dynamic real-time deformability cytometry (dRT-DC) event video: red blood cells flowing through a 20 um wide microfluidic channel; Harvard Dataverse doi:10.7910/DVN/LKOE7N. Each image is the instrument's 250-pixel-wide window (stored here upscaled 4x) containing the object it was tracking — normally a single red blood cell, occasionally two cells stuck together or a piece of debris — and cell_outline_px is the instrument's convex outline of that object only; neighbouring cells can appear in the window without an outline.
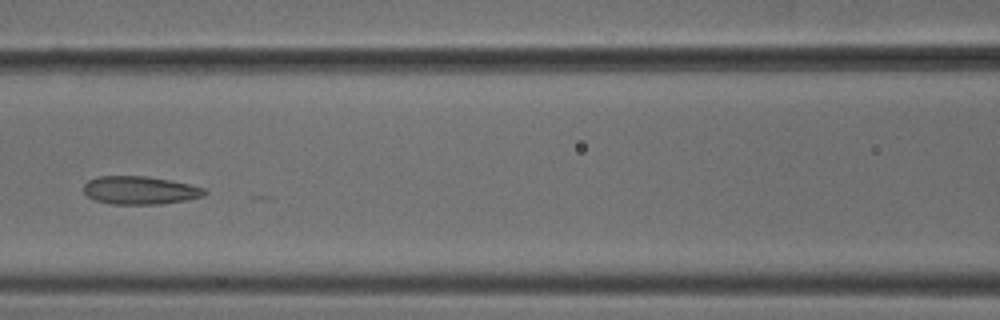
{"species": "common noctule bat (a hibernating species)", "species_latin": "Nyctalus noctula", "temperature_condition": "cold", "stored_images_in_passage": 5, "camera_frame_rate_fps": 3000, "um_per_image_px": 0.085, "animal": {"sex": "male", "body_mass_g": 18.8}, "frame": {"image": 1, "passage_image": 5, "time_ms": 1.333, "image_size_px": [1000, 320], "cell_outline_px": [[208, 192], [204, 196], [188, 200], [164, 204], [108, 204], [96, 200], [88, 196], [84, 192], [84, 184], [88, 180], [96, 176], [148, 176], [188, 184], [204, 188]], "centroid_in_image_um": [11.9, 16.18], "position_along_channel_um": 154.7, "area_um2": 19.94}}